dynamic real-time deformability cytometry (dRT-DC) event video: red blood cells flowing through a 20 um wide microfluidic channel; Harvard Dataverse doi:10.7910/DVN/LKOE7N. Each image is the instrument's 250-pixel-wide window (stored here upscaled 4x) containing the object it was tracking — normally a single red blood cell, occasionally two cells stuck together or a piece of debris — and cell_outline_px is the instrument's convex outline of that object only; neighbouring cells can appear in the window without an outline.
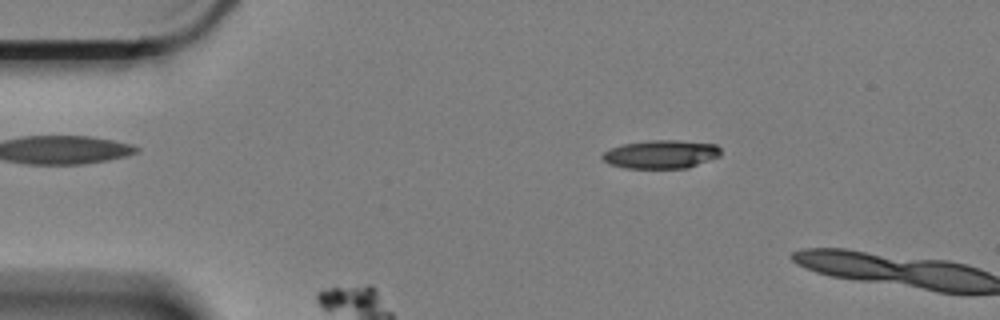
{"species": "Egyptian fruit bat (a non-hibernating species)", "species_latin": "Rousettus aegyptiacus", "temperature_condition": "cold", "stored_images_in_passage": 5, "camera_frame_rate_fps": 3000, "um_per_image_px": 0.085, "animal": {"sex": "female"}, "frame": {"image": 1, "passage_image": 3, "time_ms": 0.667, "image_size_px": [1000, 320], "cell_outline_px": [[720, 156], [688, 168], [624, 168], [608, 164], [600, 156], [604, 152], [612, 148], [624, 144], [648, 140], [676, 140], [716, 144], [720, 148]], "centroid_in_image_um": [56.18, 13.12], "position_along_channel_um": 28.8, "area_um2": 19.59}}